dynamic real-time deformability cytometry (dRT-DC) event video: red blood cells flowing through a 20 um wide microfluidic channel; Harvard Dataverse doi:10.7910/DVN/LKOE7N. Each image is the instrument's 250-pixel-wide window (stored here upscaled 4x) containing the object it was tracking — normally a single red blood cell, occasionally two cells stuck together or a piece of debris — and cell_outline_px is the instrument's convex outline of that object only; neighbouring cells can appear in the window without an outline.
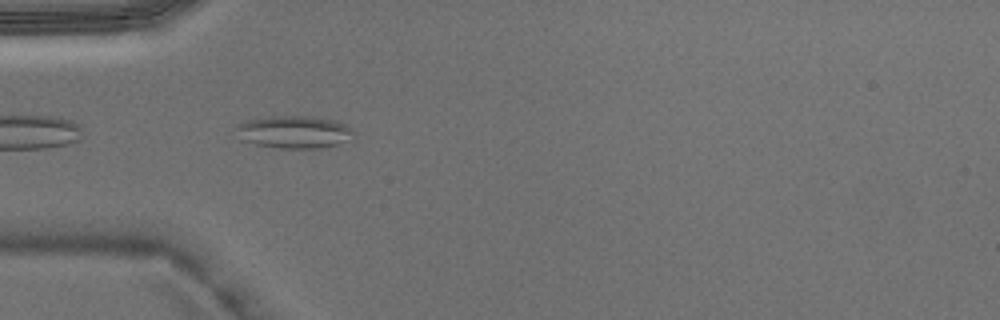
{"species": "Egyptian fruit bat (a non-hibernating species)", "species_latin": "Rousettus aegyptiacus", "temperature_condition": "warm", "stored_images_in_passage": 5, "camera_frame_rate_fps": 3000, "um_per_image_px": 0.085, "animal": {"sex": "male"}, "frame": {"image": 1, "passage_image": 4, "time_ms": 1.0, "image_size_px": [1000, 320], "cell_outline_px": [[356, 132], [352, 140], [336, 144], [316, 148], [280, 148], [256, 144], [240, 140], [236, 128], [236, 124], [244, 120], [272, 116], [304, 116], [336, 120], [352, 128]], "centroid_in_image_um": [25.0, 11.21], "position_along_channel_um": 60.0, "area_um2": 22.43}}